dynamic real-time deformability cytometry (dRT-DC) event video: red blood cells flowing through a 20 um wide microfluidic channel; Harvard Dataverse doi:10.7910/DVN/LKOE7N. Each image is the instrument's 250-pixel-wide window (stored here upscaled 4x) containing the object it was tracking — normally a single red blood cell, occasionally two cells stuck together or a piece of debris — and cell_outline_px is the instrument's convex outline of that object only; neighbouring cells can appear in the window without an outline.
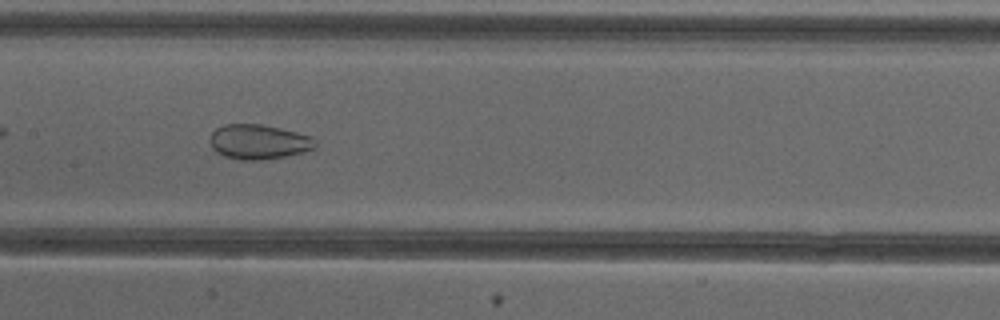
{"species": "common noctule bat (a hibernating species)", "species_latin": "Nyctalus noctula", "temperature_condition": "cold", "stored_images_in_passage": 37, "camera_frame_rate_fps": 3000, "um_per_image_px": 0.085, "animal": {"sex": "female"}, "frame": {"image": 1, "passage_image": 11, "time_ms": 3.333, "image_size_px": [1000, 320], "cell_outline_px": [[316, 148], [304, 152], [284, 156], [260, 160], [240, 160], [224, 156], [216, 152], [212, 148], [208, 140], [212, 132], [216, 128], [224, 124], [260, 124], [280, 128], [312, 136], [316, 140]], "centroid_in_image_um": [21.97, 12.05], "position_along_channel_um": 185.4, "area_um2": 21.5}, "authors_computed_cell_mechanics": {"area_um2": 26.5302, "velocity_mm_per_s": 4.0086, "shape_relaxation_time_tau1_ms": null, "shape_relaxation_time_tau2_ms": 1.4315, "deformation_change_tau1": null, "deformation_change_tau2": 0.0648}}